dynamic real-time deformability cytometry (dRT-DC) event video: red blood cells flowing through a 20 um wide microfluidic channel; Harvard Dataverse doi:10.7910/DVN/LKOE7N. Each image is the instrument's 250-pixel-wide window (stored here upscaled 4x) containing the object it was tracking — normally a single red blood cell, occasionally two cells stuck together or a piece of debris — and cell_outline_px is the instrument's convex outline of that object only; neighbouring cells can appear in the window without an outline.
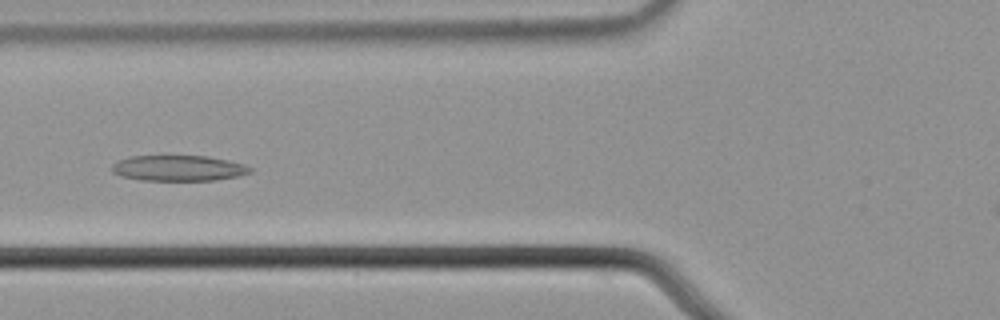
{"species": "common noctule bat (a hibernating species)", "species_latin": "Nyctalus noctula", "temperature_condition": "cold", "stored_images_in_passage": 43, "camera_frame_rate_fps": 3000, "um_per_image_px": 0.085, "animal": {"sex": "male", "body_mass_g": 21.5, "forearm_length_mm": 52.0}, "frame": {"image": 1, "passage_image": 13, "time_ms": 4.0, "image_size_px": [1000, 320], "cell_outline_px": [[252, 172], [236, 176], [216, 180], [140, 180], [120, 176], [112, 172], [112, 164], [116, 160], [132, 156], [208, 156], [228, 160], [244, 164], [252, 168]], "centroid_in_image_um": [15.14, 14.29], "position_along_channel_um": 110.7, "area_um2": 20.69}}
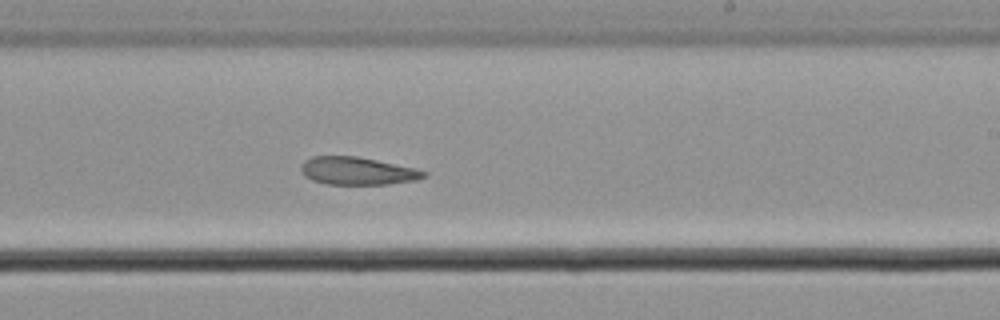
{"frame": {"image": 2, "passage_image": 25, "time_ms": 8.0, "image_size_px": [1000, 320], "cell_outline_px": [[428, 176], [416, 180], [388, 184], [328, 184], [312, 180], [304, 176], [300, 168], [304, 160], [312, 156], [356, 156], [416, 168], [428, 172]], "centroid_in_image_um": [30.39, 14.53], "position_along_channel_um": 258.6, "area_um2": 19.88}}
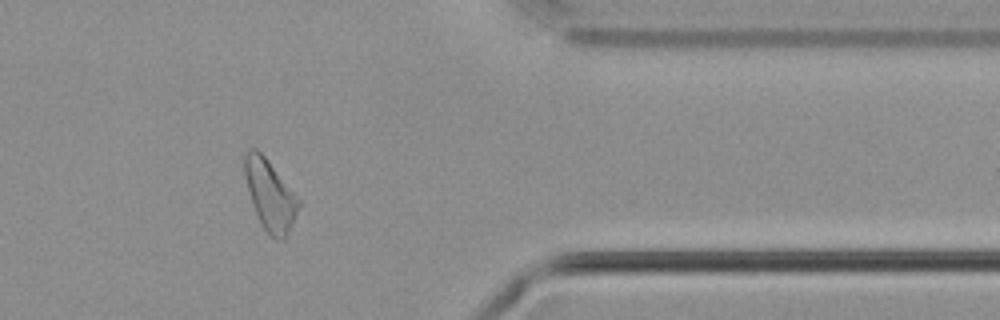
{"frame": {"image": 3, "passage_image": 37, "time_ms": 12.0, "image_size_px": [1000, 320], "cell_outline_px": [[300, 204], [292, 224], [284, 240], [276, 240], [260, 224], [248, 188], [244, 172], [244, 152], [248, 148], [256, 148], [264, 156], [300, 200]], "centroid_in_image_um": [22.94, 16.57], "position_along_channel_um": 388.5, "area_um2": 21.56}}